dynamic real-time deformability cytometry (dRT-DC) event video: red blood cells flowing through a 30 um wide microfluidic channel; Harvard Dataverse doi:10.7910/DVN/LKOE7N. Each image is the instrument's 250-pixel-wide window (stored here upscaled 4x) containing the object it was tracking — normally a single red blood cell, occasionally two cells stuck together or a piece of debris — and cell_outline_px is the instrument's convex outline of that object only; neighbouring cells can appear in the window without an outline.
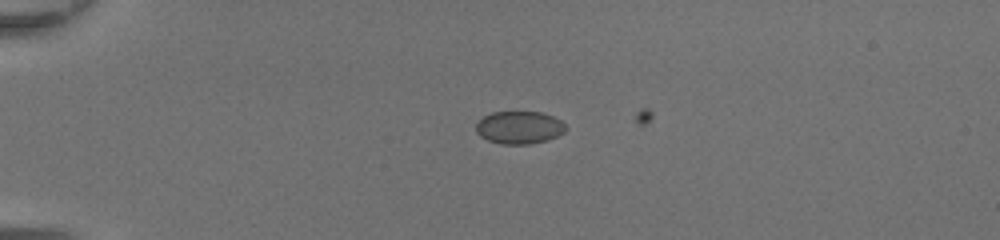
{"species": "common noctule bat (a hibernating species)", "species_latin": "Nyctalus noctula", "temperature_condition": "room temperature", "stored_images_in_passage": 7, "camera_frame_rate_fps": 3000, "um_per_image_px": 0.085, "animal": {"sex": "female", "body_mass_g": 20.0, "forearm_length_mm": 54.0}, "frame": {"image": 1, "passage_image": 4, "time_ms": 1.0, "image_size_px": [1000, 240], "cell_outline_px": [[568, 128], [564, 132], [548, 140], [528, 144], [500, 144], [488, 140], [480, 136], [476, 132], [476, 124], [484, 116], [492, 112], [540, 112], [552, 116], [560, 120]], "centroid_in_image_um": [44.14, 10.84], "position_along_channel_um": 40.9, "area_um2": 17.05}}